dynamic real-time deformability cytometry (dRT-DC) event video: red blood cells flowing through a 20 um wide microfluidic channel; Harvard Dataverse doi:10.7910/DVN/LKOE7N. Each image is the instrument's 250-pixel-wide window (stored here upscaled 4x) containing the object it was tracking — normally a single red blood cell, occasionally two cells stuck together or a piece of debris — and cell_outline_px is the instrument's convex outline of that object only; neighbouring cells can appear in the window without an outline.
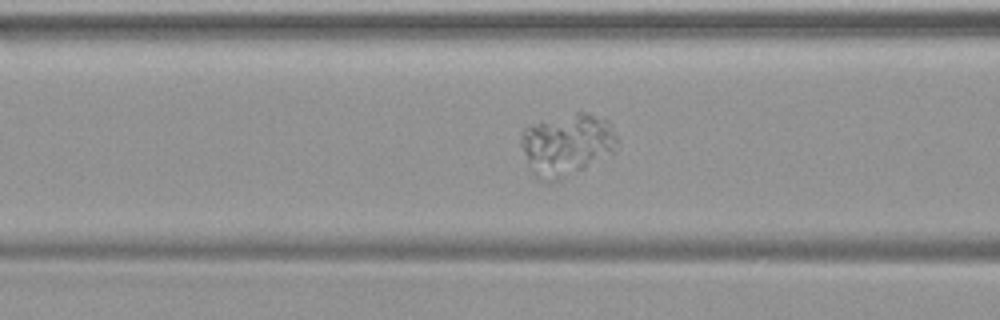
{"species": "common noctule bat (a hibernating species)", "species_latin": "Nyctalus noctula", "temperature_condition": "warm", "stored_images_in_passage": 42, "camera_frame_rate_fps": 3000, "um_per_image_px": 0.085, "animal": {"sex": "female", "body_mass_g": 19.9}, "frame": {"image": 1, "passage_image": 13, "time_ms": 4.0, "image_size_px": [1000, 320], "cell_outline_px": [[620, 140], [612, 152], [584, 168], [548, 184], [544, 184], [536, 180], [532, 172], [520, 144], [520, 132], [524, 128], [536, 124], [576, 112], [588, 112], [604, 116], [612, 124]], "centroid_in_image_um": [48.2, 12.29], "position_along_channel_um": 118.4, "area_um2": 34.97}}
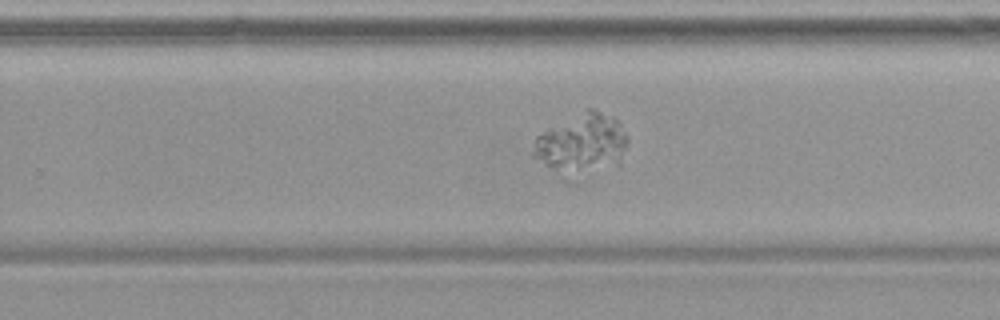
{"frame": {"image": 2, "passage_image": 25, "time_ms": 8.0, "image_size_px": [1000, 320], "cell_outline_px": [[628, 144], [620, 164], [560, 172], [552, 168], [532, 156], [532, 152], [536, 136], [548, 128], [588, 108], [592, 108], [612, 116], [620, 124], [628, 140]], "centroid_in_image_um": [49.46, 12.1], "position_along_channel_um": 280.3, "area_um2": 31.39}}
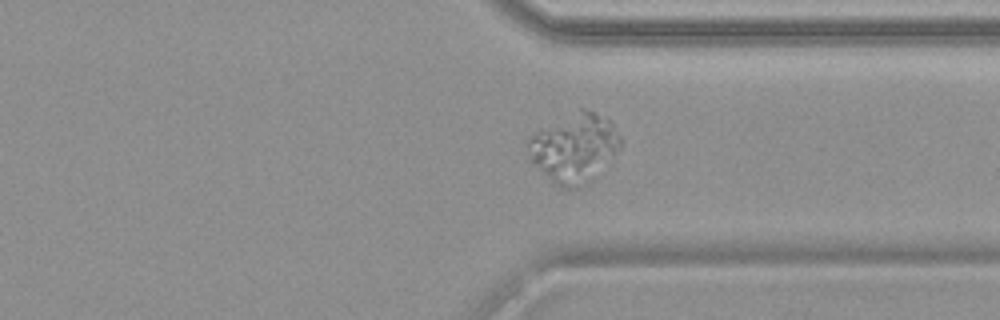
{"frame": {"image": 3, "passage_image": 31, "time_ms": 10.0, "image_size_px": [1000, 320], "cell_outline_px": [[620, 148], [580, 188], [564, 188], [556, 184], [528, 160], [524, 140], [532, 132], [580, 108], [584, 108], [608, 116], [612, 120], [620, 136]], "centroid_in_image_um": [48.73, 12.5], "position_along_channel_um": 362.7, "area_um2": 37.34}}